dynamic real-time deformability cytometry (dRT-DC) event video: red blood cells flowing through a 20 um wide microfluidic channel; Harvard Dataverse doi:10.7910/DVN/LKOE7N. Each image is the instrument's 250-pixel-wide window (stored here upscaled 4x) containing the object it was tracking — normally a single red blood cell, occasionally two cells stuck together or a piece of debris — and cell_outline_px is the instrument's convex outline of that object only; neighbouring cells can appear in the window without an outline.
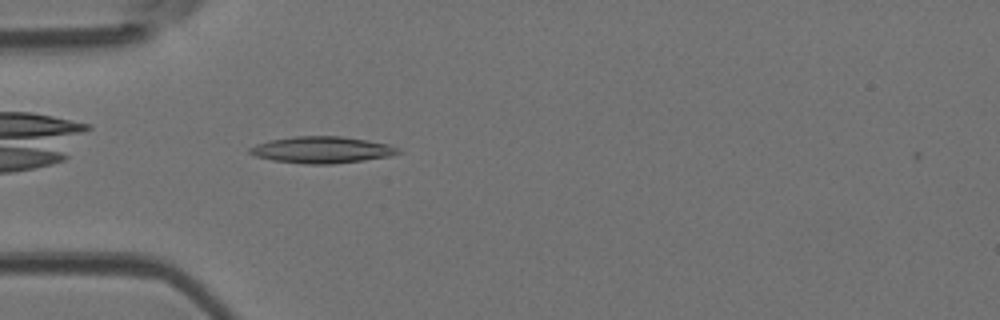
{"species": "Egyptian fruit bat (a non-hibernating species)", "species_latin": "Rousettus aegyptiacus", "temperature_condition": "room temperature", "stored_images_in_passage": 3, "camera_frame_rate_fps": 3000, "um_per_image_px": 0.085, "animal": {"sex": "female"}, "frame": {"image": 1, "passage_image": 3, "time_ms": 0.667, "image_size_px": [1000, 320], "cell_outline_px": [[404, 152], [392, 156], [364, 160], [332, 164], [304, 164], [272, 160], [256, 156], [248, 152], [248, 148], [256, 144], [272, 140], [292, 136], [340, 136], [368, 140], [388, 144], [400, 148]], "centroid_in_image_um": [27.41, 12.74], "position_along_channel_um": 57.6, "area_um2": 23.18}}